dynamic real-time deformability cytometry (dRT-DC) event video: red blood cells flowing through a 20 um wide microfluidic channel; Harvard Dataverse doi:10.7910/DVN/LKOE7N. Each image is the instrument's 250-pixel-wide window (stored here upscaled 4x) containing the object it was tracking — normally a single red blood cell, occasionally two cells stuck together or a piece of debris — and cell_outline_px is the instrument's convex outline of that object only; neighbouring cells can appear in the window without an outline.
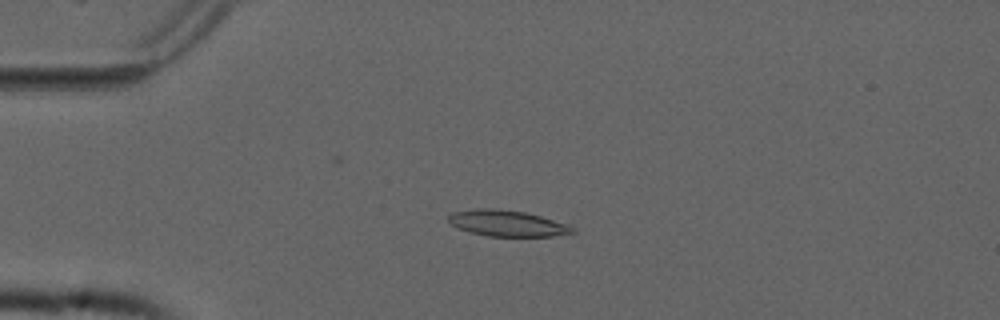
{"species": "common noctule bat (a hibernating species)", "species_latin": "Nyctalus noctula", "temperature_condition": "cold", "stored_images_in_passage": 51, "camera_frame_rate_fps": 3000, "um_per_image_px": 0.085, "animal": {"sex": "male", "forearm_length_mm": 52.5}, "frame": {"image": 1, "passage_image": 13, "time_ms": 4.0, "image_size_px": [1000, 320], "cell_outline_px": [[576, 232], [552, 236], [488, 236], [468, 232], [456, 228], [448, 220], [448, 216], [452, 212], [476, 208], [496, 208], [524, 212], [540, 216], [568, 224], [576, 228]], "centroid_in_image_um": [43.09, 18.98], "position_along_channel_um": 41.9, "area_um2": 18.96}}
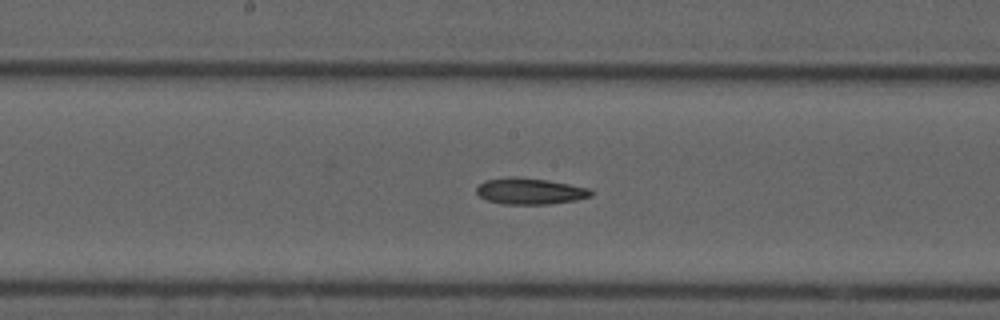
{"frame": {"image": 2, "passage_image": 28, "time_ms": 9.0, "image_size_px": [1000, 320], "cell_outline_px": [[596, 192], [592, 196], [576, 200], [548, 204], [504, 204], [488, 200], [480, 196], [476, 192], [476, 188], [484, 180], [504, 176], [516, 176], [548, 180], [592, 188]], "centroid_in_image_um": [45.09, 16.23], "position_along_channel_um": 203.1, "area_um2": 17.86}}
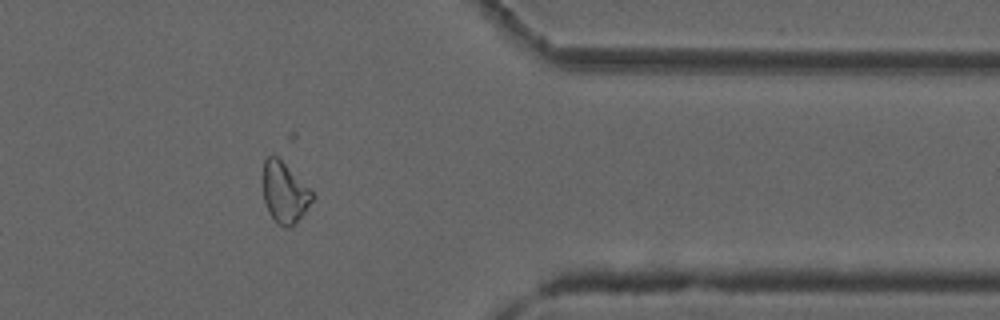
{"frame": {"image": 3, "passage_image": 44, "time_ms": 14.333, "image_size_px": [1000, 320], "cell_outline_px": [[316, 196], [304, 212], [288, 228], [284, 228], [276, 224], [268, 212], [264, 200], [260, 180], [264, 160], [268, 156], [276, 156]], "centroid_in_image_um": [24.11, 16.38], "position_along_channel_um": 387.3, "area_um2": 17.46}}